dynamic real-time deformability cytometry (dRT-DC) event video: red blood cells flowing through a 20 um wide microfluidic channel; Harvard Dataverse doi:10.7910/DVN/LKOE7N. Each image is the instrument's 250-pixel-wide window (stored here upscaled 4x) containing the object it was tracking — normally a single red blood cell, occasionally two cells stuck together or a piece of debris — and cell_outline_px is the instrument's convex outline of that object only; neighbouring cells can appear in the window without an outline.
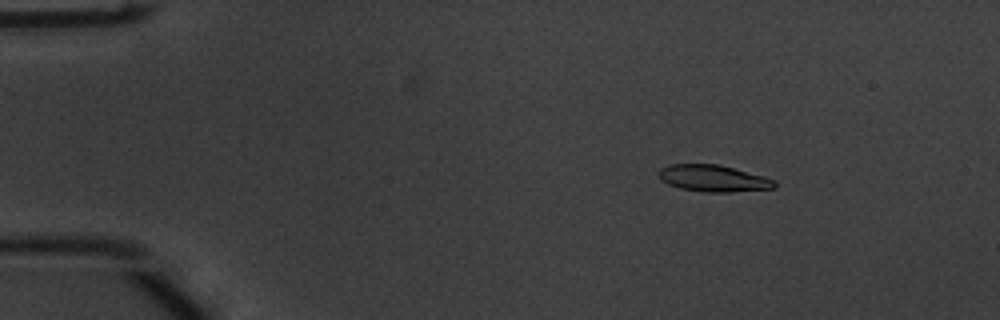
{"species": "common noctule bat (a hibernating species)", "species_latin": "Nyctalus noctula", "temperature_condition": "warm", "stored_images_in_passage": 49, "camera_frame_rate_fps": 3000, "um_per_image_px": 0.085, "animal": {"sex": "male", "body_mass_g": 20.1, "forearm_length_mm": 53.5}, "frame": {"image": 1, "passage_image": 3, "time_ms": 0.667, "image_size_px": [1000, 320], "cell_outline_px": [[776, 188], [732, 192], [704, 192], [680, 188], [668, 184], [660, 180], [656, 172], [660, 168], [672, 164], [720, 164], [764, 176], [776, 180]], "centroid_in_image_um": [60.63, 15.16], "position_along_channel_um": 24.4, "area_um2": 18.26}}
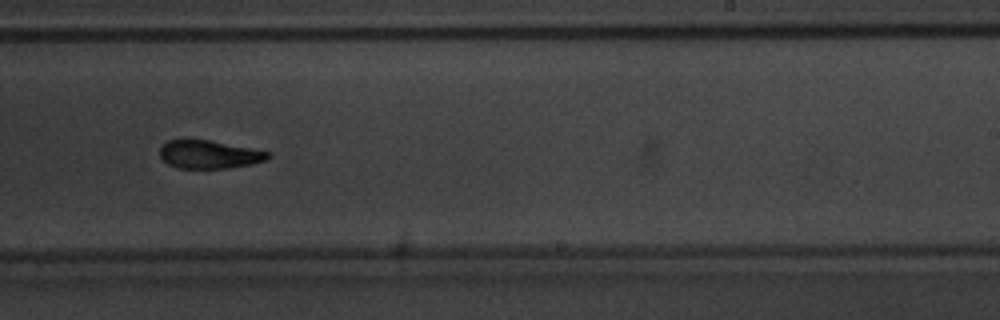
{"frame": {"image": 2, "passage_image": 29, "time_ms": 9.333, "image_size_px": [1000, 320], "cell_outline_px": [[272, 156], [268, 160], [252, 164], [228, 168], [176, 168], [168, 164], [160, 156], [160, 148], [168, 140], [208, 140], [272, 152]], "centroid_in_image_um": [17.83, 13.14], "position_along_channel_um": 271.2, "area_um2": 17.74}}
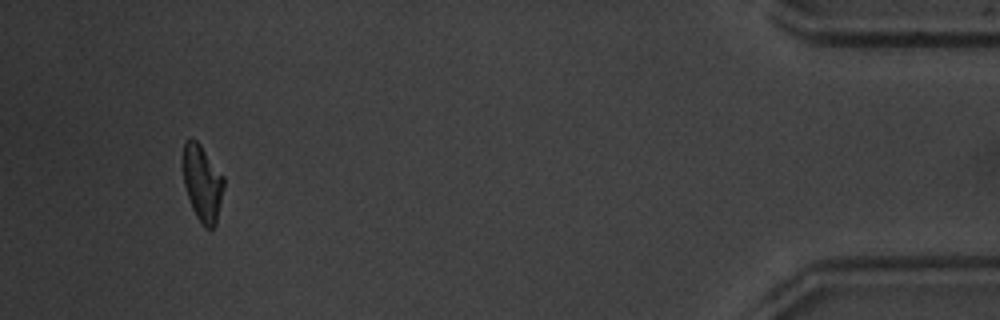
{"frame": {"image": 3, "passage_image": 46, "time_ms": 15.0, "image_size_px": [1000, 320], "cell_outline_px": [[224, 188], [216, 224], [212, 228], [204, 228], [200, 224], [192, 208], [184, 184], [180, 160], [184, 144], [188, 140], [196, 140], [200, 144], [224, 176]], "centroid_in_image_um": [17.18, 15.56], "position_along_channel_um": 418.0, "area_um2": 18.5}, "authors_computed_cell_mechanics": {"area_um2": 18.7272, "velocity_mm_per_s": 3.7676, "shape_relaxation_time_tau1_ms": 2.7728, "shape_relaxation_time_tau2_ms": 3.0995, "deformation_change_tau1": 0.1512, "deformation_change_tau2": 0.0871}}